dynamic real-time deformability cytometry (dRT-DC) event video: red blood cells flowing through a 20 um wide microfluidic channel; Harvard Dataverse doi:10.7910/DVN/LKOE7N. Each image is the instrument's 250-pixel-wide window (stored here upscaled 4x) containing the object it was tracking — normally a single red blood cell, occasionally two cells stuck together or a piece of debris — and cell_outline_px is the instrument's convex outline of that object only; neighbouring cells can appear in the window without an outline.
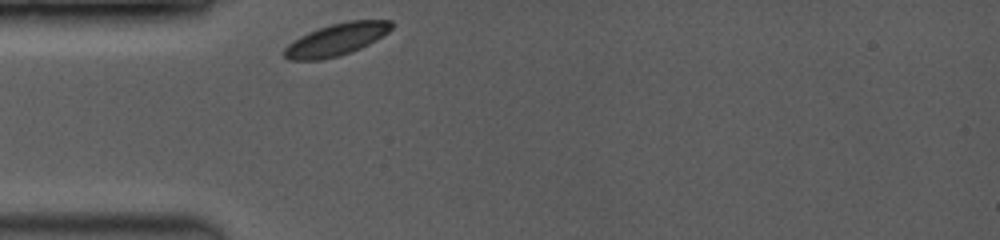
{"species": "common noctule bat (a hibernating species)", "species_latin": "Nyctalus noctula", "temperature_condition": "room temperature", "stored_images_in_passage": 26, "camera_frame_rate_fps": 3500, "um_per_image_px": 0.085, "animal": {"sex": "female", "body_mass_g": 19.0, "forearm_length_mm": 53.3}, "frame": {"image": 1, "passage_image": 1, "time_ms": 0.0, "image_size_px": [1000, 240], "cell_outline_px": [[396, 24], [388, 32], [376, 40], [360, 48], [336, 56], [320, 60], [288, 60], [284, 56], [284, 48], [288, 44], [300, 36], [308, 32], [332, 24], [348, 20], [392, 20]], "centroid_in_image_um": [28.61, 3.35], "position_along_channel_um": 56.4, "area_um2": 19.94}}
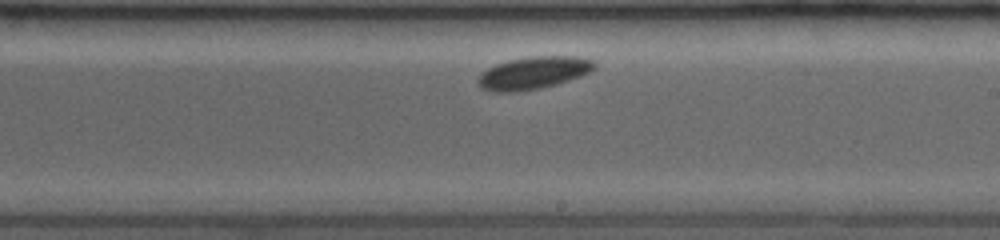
{"frame": {"image": 2, "passage_image": 15, "time_ms": 5.143, "image_size_px": [1000, 240], "cell_outline_px": [[596, 68], [580, 76], [556, 84], [540, 88], [516, 92], [492, 92], [480, 88], [476, 80], [480, 72], [496, 64], [508, 60], [528, 56], [576, 56], [592, 60], [596, 64]], "centroid_in_image_um": [45.28, 6.19], "position_along_channel_um": 243.7, "area_um2": 22.2}}
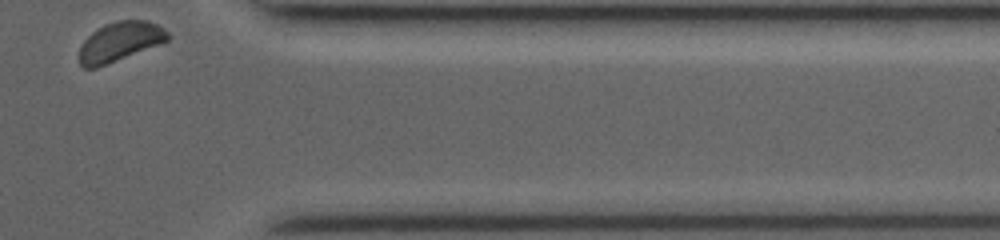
{"frame": {"image": 3, "passage_image": 26, "time_ms": 9.429, "image_size_px": [1000, 240], "cell_outline_px": [[172, 36], [168, 40], [160, 44], [96, 68], [84, 68], [80, 64], [80, 48], [84, 40], [92, 32], [104, 24], [116, 20], [148, 20], [164, 28]], "centroid_in_image_um": [10.21, 3.52], "position_along_channel_um": 401.2, "area_um2": 20.29}, "authors_computed_cell_mechanics": {"area_um2": 20.9236, "velocity_mm_per_s": 3.7658, "shape_relaxation_time_tau1_ms": 0.4328, "shape_relaxation_time_tau2_ms": null, "deformation_change_tau1": 0.0378, "deformation_change_tau2": null}}